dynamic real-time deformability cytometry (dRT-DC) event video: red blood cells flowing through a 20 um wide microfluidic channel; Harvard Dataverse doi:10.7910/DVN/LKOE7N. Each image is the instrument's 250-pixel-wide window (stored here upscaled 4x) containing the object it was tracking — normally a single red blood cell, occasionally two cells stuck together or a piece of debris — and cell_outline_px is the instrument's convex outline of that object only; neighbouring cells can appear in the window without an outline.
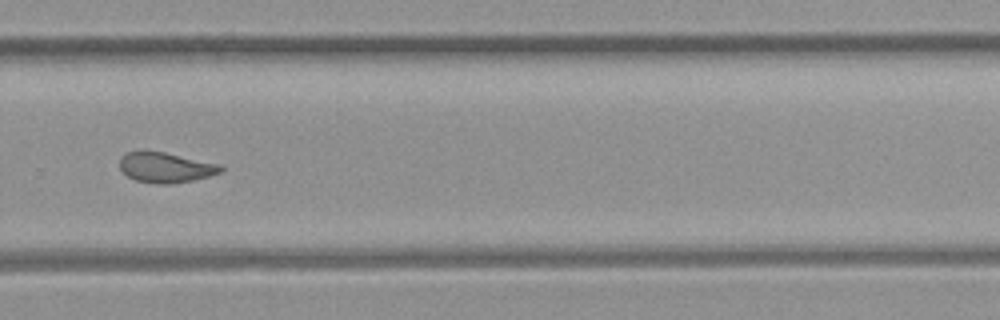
{"species": "common noctule bat (a hibernating species)", "species_latin": "Nyctalus noctula", "temperature_condition": "room temperature", "stored_images_in_passage": 40, "camera_frame_rate_fps": 3000, "um_per_image_px": 0.085, "animal": {"sex": "female", "body_mass_g": 21.9}, "frame": {"image": 1, "passage_image": 23, "time_ms": 7.333, "image_size_px": [1000, 320], "cell_outline_px": [[224, 168], [220, 172], [208, 176], [192, 180], [172, 184], [156, 184], [136, 180], [128, 176], [120, 168], [120, 156], [124, 152], [164, 152], [224, 164]], "centroid_in_image_um": [14.12, 14.23], "position_along_channel_um": 315.7, "area_um2": 17.8}}